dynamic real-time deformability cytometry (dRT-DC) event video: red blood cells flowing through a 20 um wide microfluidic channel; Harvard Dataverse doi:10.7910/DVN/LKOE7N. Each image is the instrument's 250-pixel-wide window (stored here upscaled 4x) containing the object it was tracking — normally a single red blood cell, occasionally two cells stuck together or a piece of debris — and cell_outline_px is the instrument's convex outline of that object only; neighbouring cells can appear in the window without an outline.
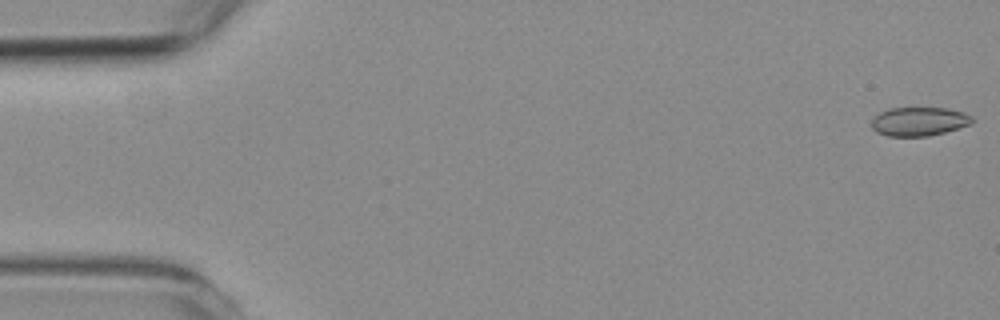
{"species": "common noctule bat (a hibernating species)", "species_latin": "Nyctalus noctula", "temperature_condition": "room temperature", "stored_images_in_passage": 57, "camera_frame_rate_fps": 3000, "um_per_image_px": 0.085, "animal": {"sex": "female", "body_mass_g": 19.3, "forearm_length_mm": 54.1}, "frame": {"image": 1, "passage_image": 1, "time_ms": 0.0, "image_size_px": [1000, 320], "cell_outline_px": [[976, 120], [972, 124], [944, 132], [928, 136], [888, 136], [876, 132], [872, 128], [872, 120], [880, 112], [888, 108], [948, 108], [964, 112], [972, 116]], "centroid_in_image_um": [78.16, 10.32], "position_along_channel_um": 6.8, "area_um2": 16.99}}
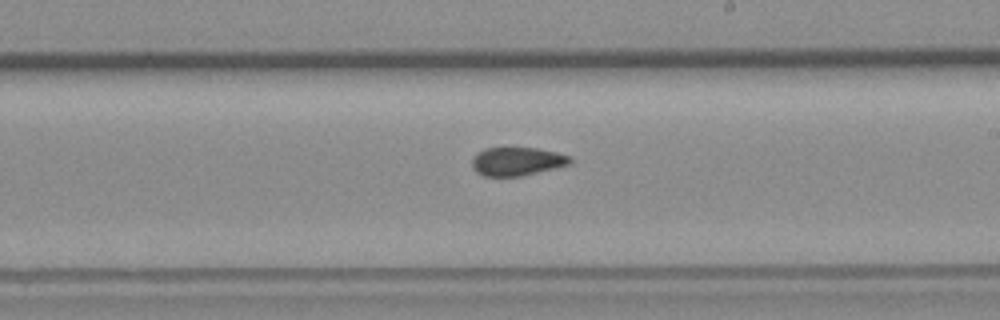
{"frame": {"image": 2, "passage_image": 33, "time_ms": 10.667, "image_size_px": [1000, 320], "cell_outline_px": [[572, 164], [556, 168], [520, 176], [484, 176], [476, 172], [472, 168], [472, 160], [476, 152], [484, 148], [536, 148], [556, 152], [572, 156]], "centroid_in_image_um": [43.95, 13.72], "position_along_channel_um": 245.0, "area_um2": 16.42}}
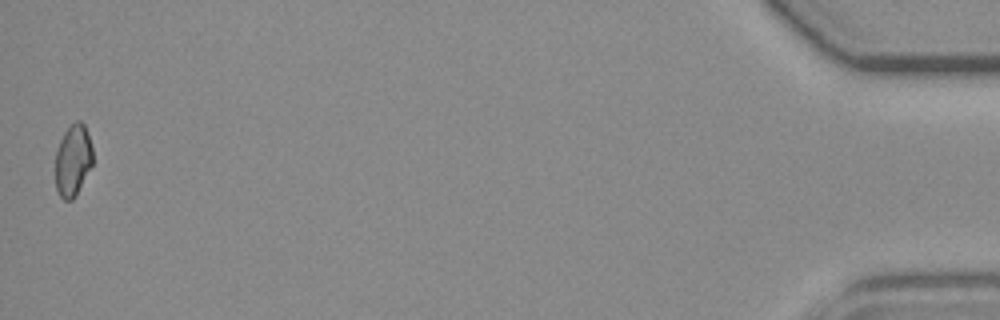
{"frame": {"image": 3, "passage_image": 57, "time_ms": 18.667, "image_size_px": [1000, 320], "cell_outline_px": [[92, 164], [76, 196], [72, 200], [64, 200], [60, 196], [56, 188], [56, 152], [60, 140], [64, 132], [76, 120], [80, 120], [84, 124], [92, 148]], "centroid_in_image_um": [6.2, 13.64], "position_along_channel_um": 429.0, "area_um2": 15.43}, "authors_computed_cell_mechanics": {"area_um2": 16.9932, "velocity_mm_per_s": 3.5738, "shape_relaxation_time_tau1_ms": null, "shape_relaxation_time_tau2_ms": 3.0044, "deformation_change_tau1": null, "deformation_change_tau2": 0.0643}}